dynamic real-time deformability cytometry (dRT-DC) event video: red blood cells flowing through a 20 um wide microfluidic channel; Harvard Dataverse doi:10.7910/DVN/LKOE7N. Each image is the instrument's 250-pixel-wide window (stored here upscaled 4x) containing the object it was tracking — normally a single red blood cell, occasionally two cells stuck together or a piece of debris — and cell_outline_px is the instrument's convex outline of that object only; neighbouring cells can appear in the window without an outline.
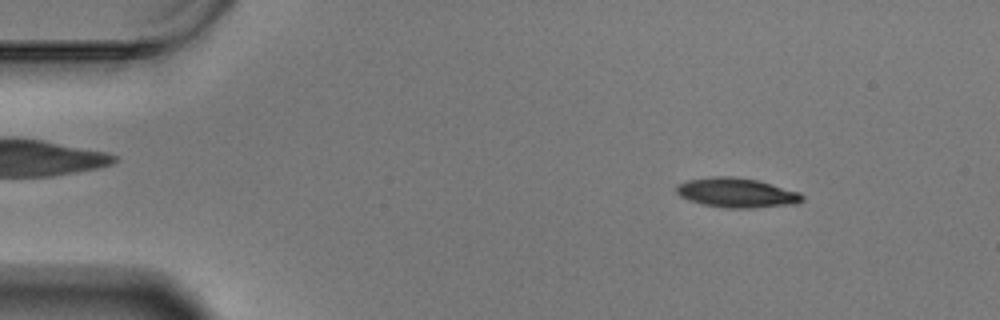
{"species": "Egyptian fruit bat (a non-hibernating species)", "species_latin": "Rousettus aegyptiacus", "temperature_condition": "warm", "stored_images_in_passage": 58, "camera_frame_rate_fps": 3000, "um_per_image_px": 0.085, "animal": {"sex": "male"}, "frame": {"image": 1, "passage_image": 7, "time_ms": 2.0, "image_size_px": [1000, 320], "cell_outline_px": [[804, 200], [796, 204], [752, 208], [724, 208], [704, 204], [688, 200], [680, 196], [676, 192], [676, 184], [688, 180], [716, 176], [732, 176], [756, 180], [800, 192], [804, 196]], "centroid_in_image_um": [62.62, 16.39], "position_along_channel_um": 22.4, "area_um2": 21.68}}
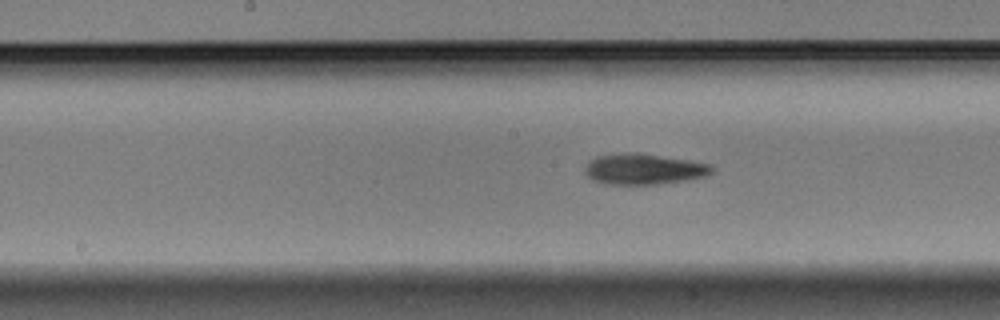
{"frame": {"image": 2, "passage_image": 29, "time_ms": 9.333, "image_size_px": [1000, 320], "cell_outline_px": [[712, 172], [708, 176], [660, 184], [604, 184], [592, 180], [584, 172], [584, 168], [596, 156], [628, 152], [636, 152], [688, 160], [712, 164]], "centroid_in_image_um": [54.72, 14.37], "position_along_channel_um": 193.5, "area_um2": 22.72}}
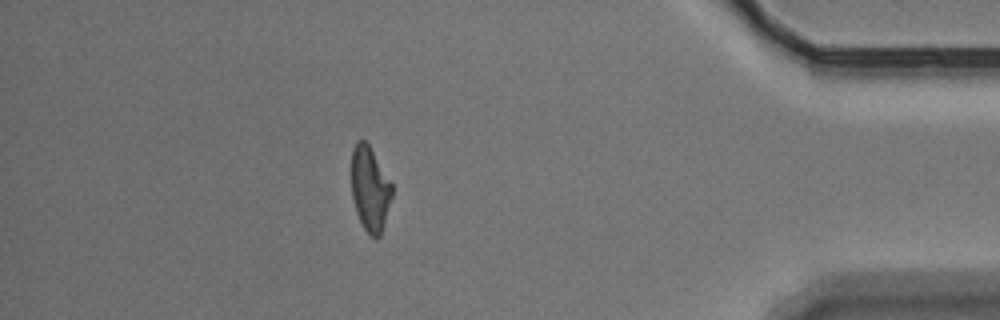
{"frame": {"image": 3, "passage_image": 51, "time_ms": 16.667, "image_size_px": [1000, 320], "cell_outline_px": [[392, 196], [384, 224], [380, 236], [368, 236], [356, 212], [352, 196], [352, 148], [356, 140], [364, 140], [368, 144], [392, 184]], "centroid_in_image_um": [31.44, 16.05], "position_along_channel_um": 403.8, "area_um2": 19.77}, "authors_computed_cell_mechanics": {"area_um2": 21.3571, "velocity_mm_per_s": 3.4415, "shape_relaxation_time_tau1_ms": null, "shape_relaxation_time_tau2_ms": 8.7088, "deformation_change_tau1": null, "deformation_change_tau2": 0.215}}